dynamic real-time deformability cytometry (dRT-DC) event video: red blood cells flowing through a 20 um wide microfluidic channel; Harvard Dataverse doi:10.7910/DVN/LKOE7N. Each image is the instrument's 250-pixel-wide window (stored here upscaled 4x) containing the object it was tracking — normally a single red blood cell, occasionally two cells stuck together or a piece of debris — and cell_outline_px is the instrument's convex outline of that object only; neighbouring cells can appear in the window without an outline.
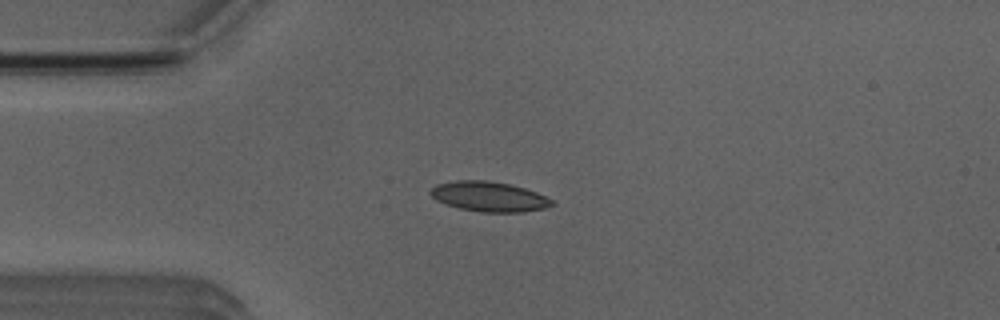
{"species": "Egyptian fruit bat (a non-hibernating species)", "species_latin": "Rousettus aegyptiacus", "temperature_condition": "room temperature", "stored_images_in_passage": 6, "camera_frame_rate_fps": 3000, "um_per_image_px": 0.085, "animal": {"sex": "male"}, "frame": {"image": 1, "passage_image": 4, "time_ms": 3.333, "image_size_px": [1000, 320], "cell_outline_px": [[556, 204], [544, 208], [524, 212], [480, 212], [460, 208], [444, 204], [436, 200], [428, 192], [436, 184], [456, 180], [488, 180], [508, 184], [524, 188], [536, 192], [552, 200]], "centroid_in_image_um": [41.54, 16.71], "position_along_channel_um": 43.5, "area_um2": 21.21}}
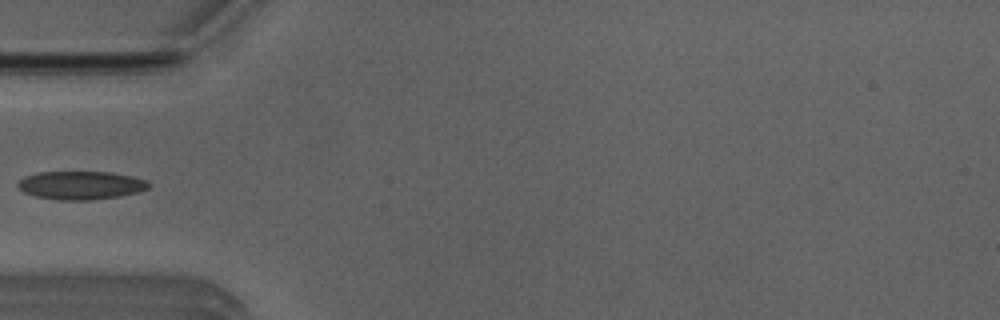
{"frame": {"image": 2, "passage_image": 5, "time_ms": 4.667, "image_size_px": [1000, 320], "cell_outline_px": [[152, 184], [148, 188], [140, 192], [120, 196], [92, 200], [60, 200], [36, 196], [24, 192], [16, 184], [24, 176], [40, 172], [112, 172], [132, 176], [148, 180]], "centroid_in_image_um": [6.93, 15.74], "position_along_channel_um": 78.1, "area_um2": 21.73}}